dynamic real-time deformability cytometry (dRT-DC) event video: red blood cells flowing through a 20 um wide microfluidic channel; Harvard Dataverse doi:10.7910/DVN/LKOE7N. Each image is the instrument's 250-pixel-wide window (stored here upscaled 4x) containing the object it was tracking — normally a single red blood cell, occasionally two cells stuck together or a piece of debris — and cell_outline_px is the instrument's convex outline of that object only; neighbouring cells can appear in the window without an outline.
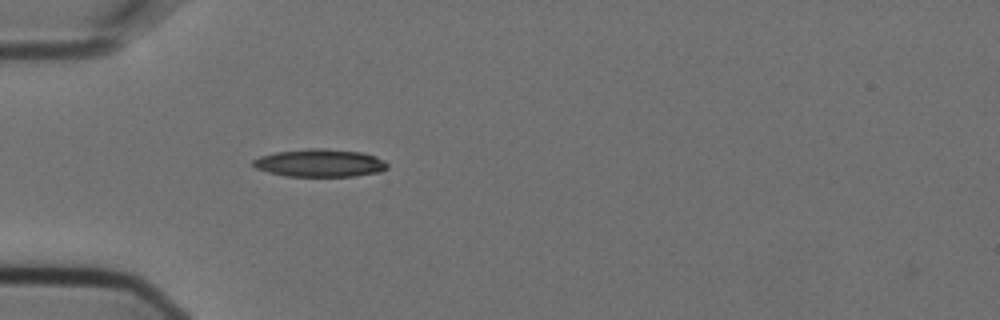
{"species": "Egyptian fruit bat (a non-hibernating species)", "species_latin": "Rousettus aegyptiacus", "temperature_condition": "cold", "stored_images_in_passage": 2, "camera_frame_rate_fps": 3000, "um_per_image_px": 0.085, "animal": {"sex": "female"}, "frame": {"image": 1, "passage_image": 2, "time_ms": 0.333, "image_size_px": [1000, 320], "cell_outline_px": [[388, 168], [380, 172], [352, 176], [284, 176], [268, 172], [256, 168], [252, 164], [252, 160], [260, 156], [276, 152], [308, 148], [320, 148], [360, 152], [376, 156], [384, 160], [388, 164]], "centroid_in_image_um": [27.18, 13.85], "position_along_channel_um": 57.8, "area_um2": 21.73}}